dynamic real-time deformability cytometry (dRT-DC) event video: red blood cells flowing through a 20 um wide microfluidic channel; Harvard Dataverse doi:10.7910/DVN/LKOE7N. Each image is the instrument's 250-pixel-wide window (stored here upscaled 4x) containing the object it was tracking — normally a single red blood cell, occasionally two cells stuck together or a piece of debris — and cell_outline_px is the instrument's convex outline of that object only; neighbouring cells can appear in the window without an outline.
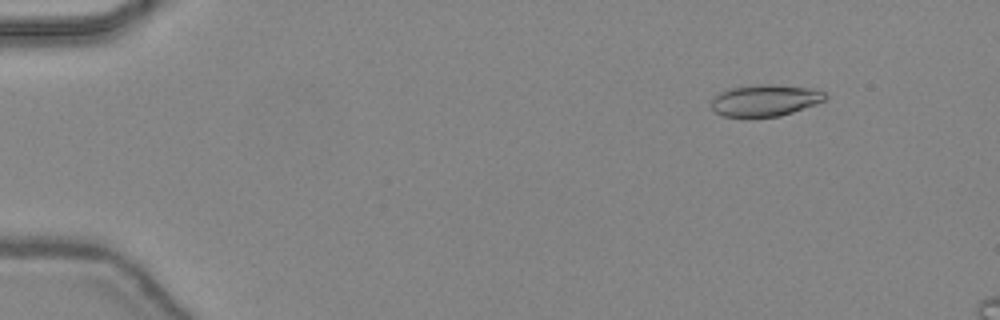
{"species": "common noctule bat (a hibernating species)", "species_latin": "Nyctalus noctula", "temperature_condition": "warm", "stored_images_in_passage": 13, "camera_frame_rate_fps": 3000, "um_per_image_px": 0.085, "animal": {"sex": "female", "body_mass_g": 24.6, "forearm_length_mm": 56.2}, "frame": {"image": 1, "passage_image": 6, "time_ms": 1.667, "image_size_px": [1000, 320], "cell_outline_px": [[828, 96], [824, 100], [816, 104], [780, 116], [748, 120], [744, 120], [724, 116], [716, 112], [712, 108], [712, 100], [720, 92], [728, 88], [756, 84], [772, 84], [808, 88], [824, 92]], "centroid_in_image_um": [64.98, 8.57], "position_along_channel_um": 20.0, "area_um2": 21.56}}